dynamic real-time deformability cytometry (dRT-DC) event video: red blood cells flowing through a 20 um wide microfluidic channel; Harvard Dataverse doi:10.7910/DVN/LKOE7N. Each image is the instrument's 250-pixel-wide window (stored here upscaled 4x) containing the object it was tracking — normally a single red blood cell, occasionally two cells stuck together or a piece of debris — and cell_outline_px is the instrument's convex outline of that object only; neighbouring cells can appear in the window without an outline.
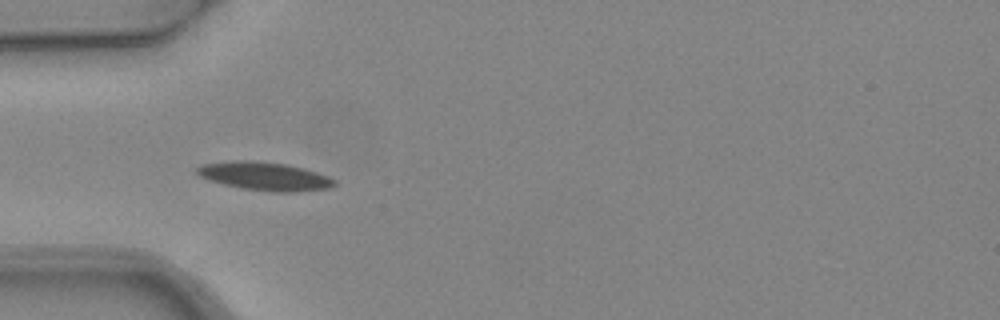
{"species": "common noctule bat (a hibernating species)", "species_latin": "Nyctalus noctula", "temperature_condition": "warm", "stored_images_in_passage": 1, "camera_frame_rate_fps": 3000, "um_per_image_px": 0.085, "animal": {"sex": "female", "body_mass_g": 24.6, "forearm_length_mm": 56.2}, "frame": {"image": 1, "passage_image": 1, "time_ms": 0.0, "image_size_px": [1000, 320], "cell_outline_px": [[336, 184], [328, 188], [296, 192], [272, 192], [244, 188], [224, 184], [208, 180], [200, 176], [196, 172], [196, 168], [204, 164], [232, 160], [252, 160], [288, 164], [316, 172], [328, 176], [336, 180]], "centroid_in_image_um": [22.5, 14.97], "position_along_channel_um": 62.5, "area_um2": 22.66}}